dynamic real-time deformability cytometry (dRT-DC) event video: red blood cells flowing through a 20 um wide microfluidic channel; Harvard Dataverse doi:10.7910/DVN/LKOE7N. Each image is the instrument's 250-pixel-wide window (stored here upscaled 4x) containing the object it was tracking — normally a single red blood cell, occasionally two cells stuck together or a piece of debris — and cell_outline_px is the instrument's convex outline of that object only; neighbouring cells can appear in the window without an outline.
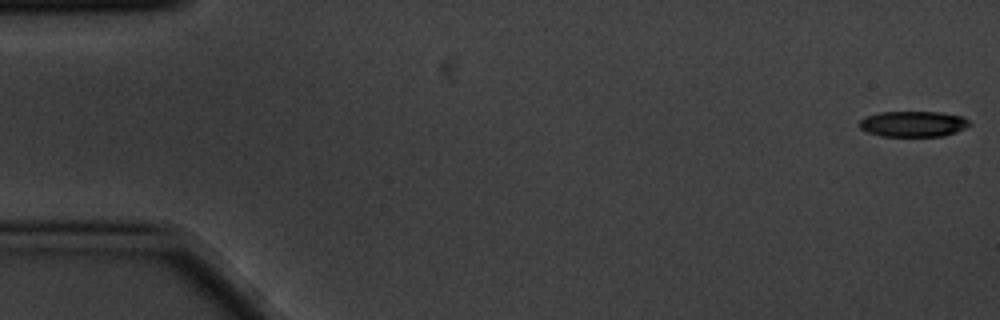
{"species": "common noctule bat (a hibernating species)", "species_latin": "Nyctalus noctula", "temperature_condition": "cold", "stored_images_in_passage": 5, "segment_of_instrument_passage": [2, 2], "camera_frame_rate_fps": 3000, "um_per_image_px": 0.085, "animal": {"sex": "male", "body_mass_g": 20.1, "forearm_length_mm": 53.5}, "frame": {"image": 1, "passage_image": 5, "time_ms": 1.333, "image_size_px": [1000, 320], "cell_outline_px": [[972, 124], [956, 132], [944, 136], [880, 136], [868, 132], [860, 128], [856, 124], [860, 120], [868, 116], [880, 112], [940, 112], [964, 116]], "centroid_in_image_um": [77.63, 10.53], "position_along_channel_um": 7.4, "area_um2": 16.59}}